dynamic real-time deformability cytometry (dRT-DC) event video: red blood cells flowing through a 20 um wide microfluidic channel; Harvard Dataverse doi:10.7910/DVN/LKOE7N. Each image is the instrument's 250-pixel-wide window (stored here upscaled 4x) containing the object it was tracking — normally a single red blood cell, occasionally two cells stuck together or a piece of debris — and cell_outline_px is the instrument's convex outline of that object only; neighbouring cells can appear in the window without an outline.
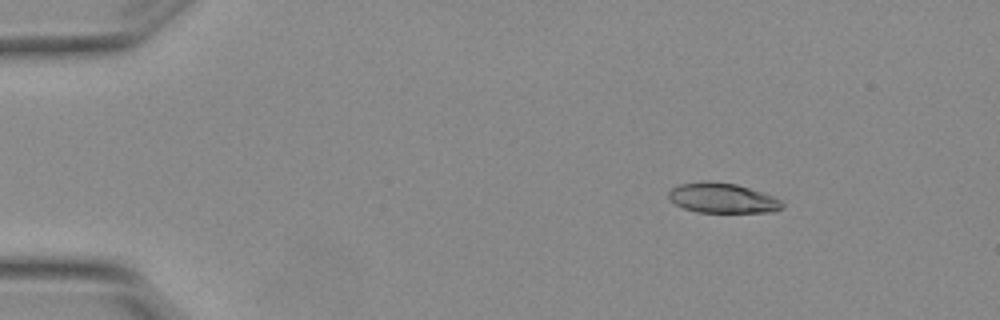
{"species": "Egyptian fruit bat (a non-hibernating species)", "species_latin": "Rousettus aegyptiacus", "temperature_condition": "warm", "stored_images_in_passage": 4, "camera_frame_rate_fps": 3000, "um_per_image_px": 0.085, "animal": {"sex": "female"}, "frame": {"image": 1, "passage_image": 1, "time_ms": 0.0, "image_size_px": [1000, 320], "cell_outline_px": [[784, 204], [780, 208], [772, 212], [696, 212], [684, 208], [676, 204], [668, 196], [668, 192], [672, 188], [680, 184], [708, 180], [736, 184], [772, 196], [780, 200]], "centroid_in_image_um": [61.38, 16.83], "position_along_channel_um": 23.6, "area_um2": 19.59}}
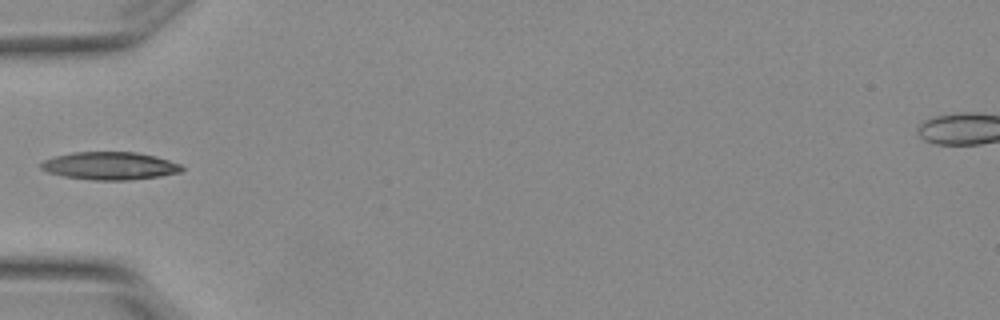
{"frame": {"image": 2, "passage_image": 4, "time_ms": 1.0, "image_size_px": [1000, 320], "cell_outline_px": [[184, 168], [180, 172], [160, 176], [128, 180], [92, 180], [64, 176], [48, 172], [40, 168], [40, 164], [44, 160], [56, 156], [72, 152], [136, 152], [156, 156], [180, 164]], "centroid_in_image_um": [9.34, 14.09], "position_along_channel_um": 75.7, "area_um2": 22.72}}